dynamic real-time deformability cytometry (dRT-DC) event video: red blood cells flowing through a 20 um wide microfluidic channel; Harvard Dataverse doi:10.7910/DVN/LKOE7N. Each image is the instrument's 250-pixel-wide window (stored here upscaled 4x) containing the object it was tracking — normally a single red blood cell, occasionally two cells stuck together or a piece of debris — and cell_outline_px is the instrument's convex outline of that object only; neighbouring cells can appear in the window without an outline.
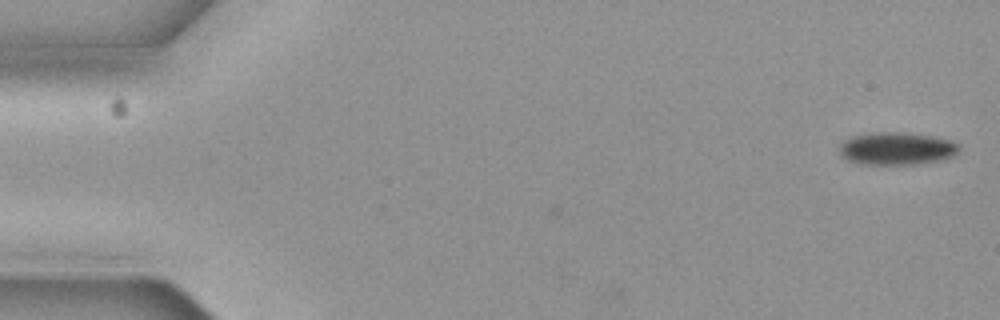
{"species": "common noctule bat (a hibernating species)", "species_latin": "Nyctalus noctula", "temperature_condition": "cold", "stored_images_in_passage": 5, "camera_frame_rate_fps": 3000, "um_per_image_px": 0.085, "animal": {"sex": "female", "body_mass_g": 19.3, "forearm_length_mm": 54.1}, "frame": {"image": 1, "passage_image": 1, "time_ms": 0.0, "image_size_px": [1000, 320], "cell_outline_px": [[960, 148], [956, 156], [940, 160], [920, 164], [860, 164], [848, 160], [840, 156], [840, 144], [844, 140], [852, 136], [876, 132], [904, 132], [932, 136], [948, 140], [960, 144]], "centroid_in_image_um": [76.23, 12.63], "position_along_channel_um": 8.8, "area_um2": 22.95}}
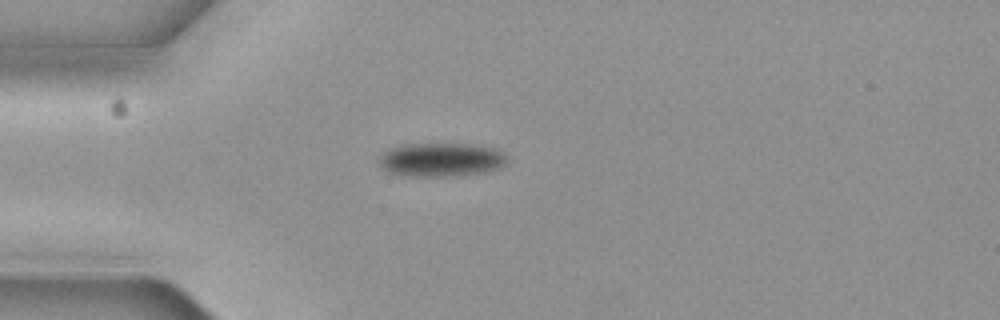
{"frame": {"image": 2, "passage_image": 5, "time_ms": 1.333, "image_size_px": [1000, 320], "cell_outline_px": [[508, 160], [500, 168], [488, 172], [452, 176], [400, 176], [388, 172], [376, 160], [388, 148], [408, 144], [472, 144], [492, 148], [500, 152]], "centroid_in_image_um": [37.45, 13.59], "position_along_channel_um": 47.5, "area_um2": 25.26}}